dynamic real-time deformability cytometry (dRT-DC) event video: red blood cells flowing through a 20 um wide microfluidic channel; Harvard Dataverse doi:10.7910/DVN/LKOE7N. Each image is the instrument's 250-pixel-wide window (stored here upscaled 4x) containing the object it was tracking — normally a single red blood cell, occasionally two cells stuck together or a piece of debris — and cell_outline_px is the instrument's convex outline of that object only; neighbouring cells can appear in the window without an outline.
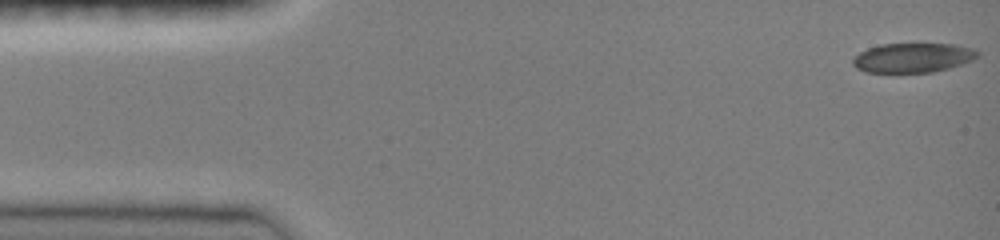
{"species": "common noctule bat (a hibernating species)", "species_latin": "Nyctalus noctula", "temperature_condition": "room temperature", "stored_images_in_passage": 47, "camera_frame_rate_fps": 3000, "um_per_image_px": 0.085, "animal": {"sex": "female", "body_mass_g": 19.0, "forearm_length_mm": 51.5}, "frame": {"image": 1, "passage_image": 1, "time_ms": 0.0, "image_size_px": [1000, 240], "cell_outline_px": [[980, 56], [972, 60], [948, 68], [932, 72], [864, 72], [856, 68], [852, 64], [852, 56], [868, 48], [880, 44], [956, 44], [976, 48], [980, 52]], "centroid_in_image_um": [77.6, 4.9], "position_along_channel_um": 7.4, "area_um2": 21.62}}
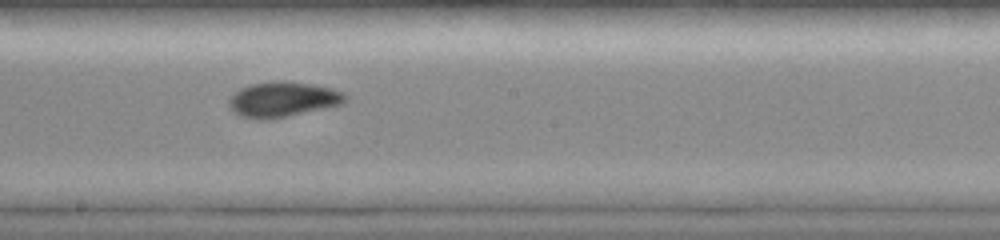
{"frame": {"image": 2, "passage_image": 26, "time_ms": 8.333, "image_size_px": [1000, 240], "cell_outline_px": [[348, 100], [344, 104], [272, 120], [256, 120], [240, 116], [228, 104], [228, 100], [240, 88], [252, 84], [276, 80], [284, 80], [312, 84], [332, 88], [344, 92], [348, 96]], "centroid_in_image_um": [24.09, 8.46], "position_along_channel_um": 224.1, "area_um2": 24.28}}
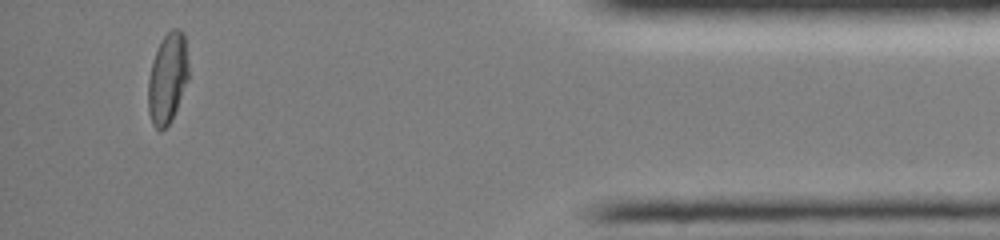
{"frame": {"image": 3, "passage_image": 44, "time_ms": 14.333, "image_size_px": [1000, 240], "cell_outline_px": [[188, 80], [172, 120], [160, 132], [152, 124], [148, 112], [148, 80], [152, 60], [164, 36], [172, 28], [180, 28], [184, 32], [188, 64]], "centroid_in_image_um": [14.24, 6.66], "position_along_channel_um": 421.0, "area_um2": 21.39}, "authors_computed_cell_mechanics": {"area_um2": 22.7154, "velocity_mm_per_s": 4.0364, "shape_relaxation_time_tau1_ms": 9.9395, "shape_relaxation_time_tau2_ms": 3.7477, "deformation_change_tau1": 0.2514, "deformation_change_tau2": 0.0552}}